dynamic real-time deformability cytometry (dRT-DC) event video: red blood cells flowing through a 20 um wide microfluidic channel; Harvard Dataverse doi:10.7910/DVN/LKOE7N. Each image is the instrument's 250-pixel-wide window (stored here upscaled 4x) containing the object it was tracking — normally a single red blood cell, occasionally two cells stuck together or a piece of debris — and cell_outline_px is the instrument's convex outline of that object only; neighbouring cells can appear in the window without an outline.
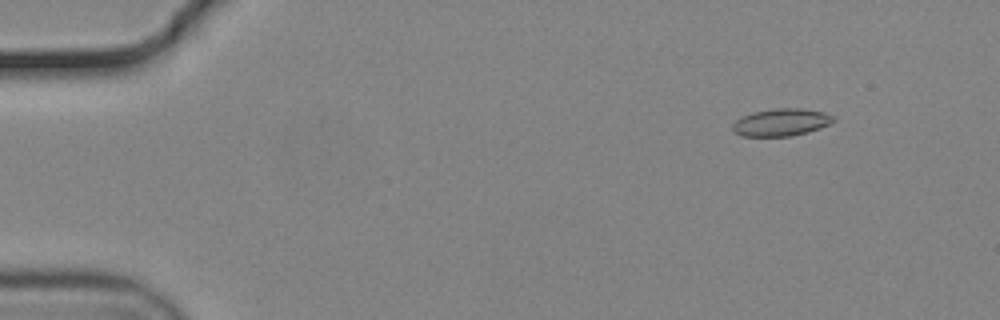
{"species": "common noctule bat (a hibernating species)", "species_latin": "Nyctalus noctula", "temperature_condition": "cold", "stored_images_in_passage": 13, "camera_frame_rate_fps": 3000, "um_per_image_px": 0.085, "animal": {"sex": "male", "body_mass_g": 19.2, "forearm_length_mm": 51.8}, "frame": {"image": 1, "passage_image": 6, "time_ms": 1.667, "image_size_px": [1000, 320], "cell_outline_px": [[836, 120], [820, 128], [808, 132], [788, 136], [740, 136], [732, 132], [732, 124], [736, 120], [752, 112], [776, 108], [800, 108], [824, 112], [836, 116]], "centroid_in_image_um": [66.4, 10.39], "position_along_channel_um": 18.6, "area_um2": 16.18}}